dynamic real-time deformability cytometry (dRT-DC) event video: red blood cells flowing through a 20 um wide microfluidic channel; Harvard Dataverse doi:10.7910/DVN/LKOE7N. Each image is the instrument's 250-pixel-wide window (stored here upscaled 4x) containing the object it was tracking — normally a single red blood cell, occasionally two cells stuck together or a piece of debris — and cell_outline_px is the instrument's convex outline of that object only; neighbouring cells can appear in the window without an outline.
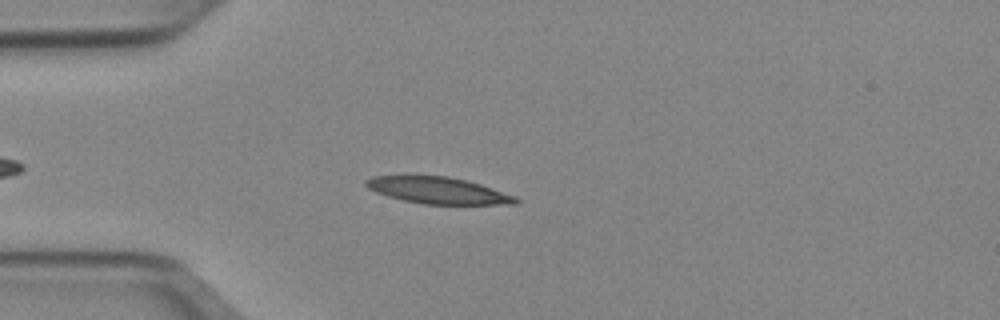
{"species": "Egyptian fruit bat (a non-hibernating species)", "species_latin": "Rousettus aegyptiacus", "temperature_condition": "cold", "stored_images_in_passage": 35, "camera_frame_rate_fps": 3000, "um_per_image_px": 0.085, "animal": {"sex": "female"}, "frame": {"image": 1, "passage_image": 1, "time_ms": 0.0, "image_size_px": [1000, 320], "cell_outline_px": [[520, 200], [516, 204], [424, 204], [404, 200], [388, 196], [376, 192], [368, 188], [364, 184], [364, 180], [372, 176], [412, 172], [448, 176], [468, 180], [516, 196]], "centroid_in_image_um": [37.13, 16.12], "position_along_channel_um": 47.9, "area_um2": 24.22}}
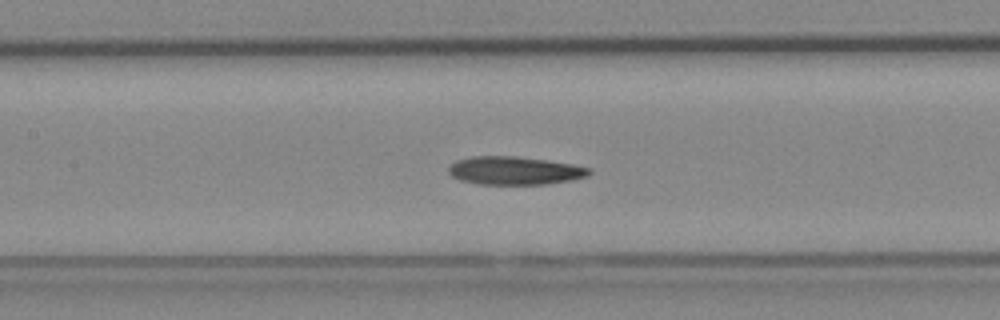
{"frame": {"image": 2, "passage_image": 11, "time_ms": 3.333, "image_size_px": [1000, 320], "cell_outline_px": [[592, 172], [588, 176], [572, 180], [544, 184], [480, 184], [460, 180], [452, 176], [448, 172], [448, 168], [456, 160], [472, 156], [516, 156], [548, 160], [572, 164], [592, 168]], "centroid_in_image_um": [43.77, 14.49], "position_along_channel_um": 163.6, "area_um2": 23.18}}
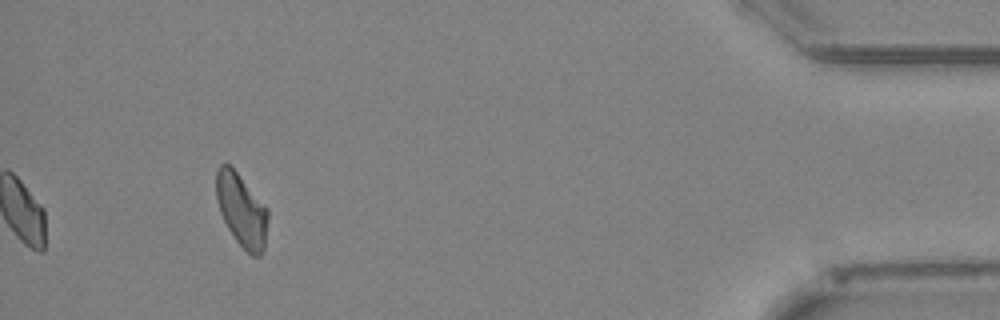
{"frame": {"image": 3, "passage_image": 35, "time_ms": 11.333, "image_size_px": [1000, 320], "cell_outline_px": [[268, 220], [264, 248], [260, 256], [252, 256], [236, 240], [228, 228], [220, 212], [216, 196], [216, 168], [220, 164], [228, 164], [236, 172], [268, 208]], "centroid_in_image_um": [20.54, 17.86], "position_along_channel_um": 414.7, "area_um2": 21.73}, "authors_computed_cell_mechanics": {"area_um2": 22.7154, "velocity_mm_per_s": 3.931, "shape_relaxation_time_tau1_ms": null, "shape_relaxation_time_tau2_ms": 7.9881, "deformation_change_tau1": null, "deformation_change_tau2": 0.1826}}